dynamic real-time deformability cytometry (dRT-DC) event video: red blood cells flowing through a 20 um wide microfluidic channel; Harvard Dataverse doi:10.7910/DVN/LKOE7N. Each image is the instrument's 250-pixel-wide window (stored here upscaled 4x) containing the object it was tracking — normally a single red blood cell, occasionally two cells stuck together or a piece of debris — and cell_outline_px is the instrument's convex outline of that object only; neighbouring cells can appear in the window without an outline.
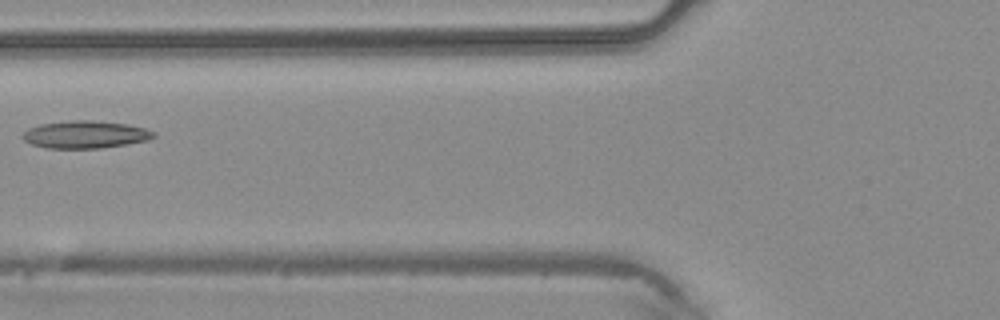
{"species": "common noctule bat (a hibernating species)", "species_latin": "Nyctalus noctula", "temperature_condition": "warm", "stored_images_in_passage": 2, "camera_frame_rate_fps": 3000, "um_per_image_px": 0.085, "animal": {"sex": "male", "body_mass_g": 20.4}, "frame": {"image": 1, "passage_image": 2, "time_ms": 0.333, "image_size_px": [1000, 320], "cell_outline_px": [[156, 136], [148, 140], [100, 148], [48, 148], [32, 144], [24, 140], [24, 132], [28, 128], [40, 124], [72, 120], [92, 120], [128, 124], [144, 128], [156, 132]], "centroid_in_image_um": [7.27, 11.42], "position_along_channel_um": 118.5, "area_um2": 20.81}}